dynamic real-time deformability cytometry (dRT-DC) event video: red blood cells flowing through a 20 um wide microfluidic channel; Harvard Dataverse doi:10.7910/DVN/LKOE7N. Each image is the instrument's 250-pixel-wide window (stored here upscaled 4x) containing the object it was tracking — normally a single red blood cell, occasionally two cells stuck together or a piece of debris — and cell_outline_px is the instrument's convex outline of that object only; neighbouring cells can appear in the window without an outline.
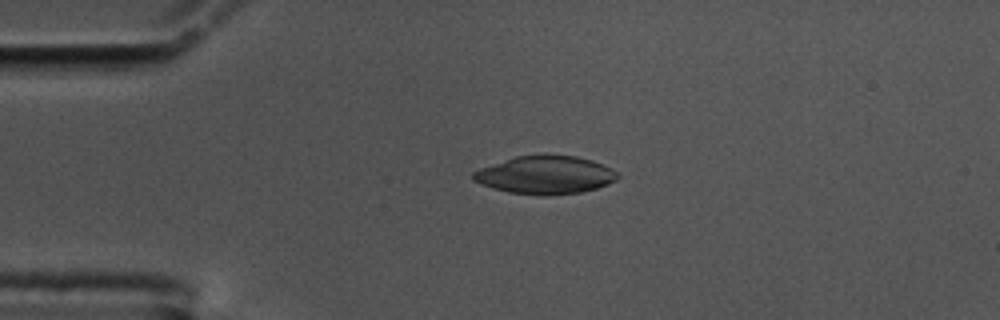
{"species": "common noctule bat (a hibernating species)", "species_latin": "Nyctalus noctula", "temperature_condition": "cold", "stored_images_in_passage": 56, "camera_frame_rate_fps": 3000, "um_per_image_px": 0.085, "animal": {"sex": "male", "body_mass_g": 17.5, "forearm_length_mm": 52.3}, "frame": {"image": 1, "passage_image": 13, "time_ms": 4.0, "image_size_px": [1000, 320], "cell_outline_px": [[620, 176], [616, 180], [608, 184], [596, 188], [580, 192], [544, 196], [540, 196], [508, 192], [492, 188], [480, 184], [472, 180], [472, 172], [480, 168], [516, 156], [544, 152], [576, 156], [592, 160], [612, 168]], "centroid_in_image_um": [46.34, 14.85], "position_along_channel_um": 38.7, "area_um2": 32.71}}
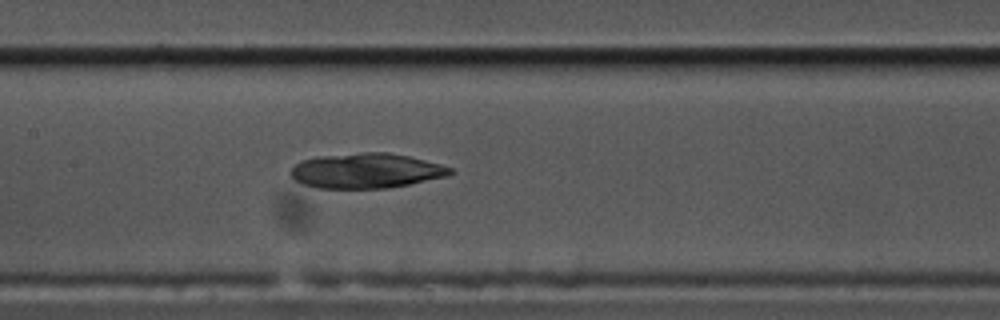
{"frame": {"image": 2, "passage_image": 27, "time_ms": 8.667, "image_size_px": [1000, 320], "cell_outline_px": [[456, 172], [448, 176], [388, 188], [316, 188], [292, 180], [288, 172], [296, 164], [304, 160], [320, 156], [364, 152], [388, 152], [408, 156], [440, 164], [452, 168]], "centroid_in_image_um": [31.12, 14.52], "position_along_channel_um": 176.3, "area_um2": 32.54}}
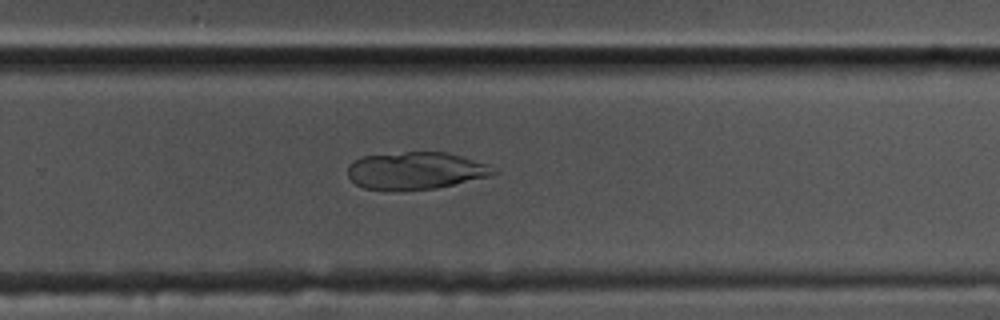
{"frame": {"image": 3, "passage_image": 37, "time_ms": 12.0, "image_size_px": [1000, 320], "cell_outline_px": [[500, 172], [492, 176], [436, 188], [364, 188], [356, 184], [348, 176], [348, 168], [356, 160], [364, 156], [404, 152], [448, 152], [488, 164]], "centroid_in_image_um": [35.43, 14.48], "position_along_channel_um": 294.4, "area_um2": 30.98}}